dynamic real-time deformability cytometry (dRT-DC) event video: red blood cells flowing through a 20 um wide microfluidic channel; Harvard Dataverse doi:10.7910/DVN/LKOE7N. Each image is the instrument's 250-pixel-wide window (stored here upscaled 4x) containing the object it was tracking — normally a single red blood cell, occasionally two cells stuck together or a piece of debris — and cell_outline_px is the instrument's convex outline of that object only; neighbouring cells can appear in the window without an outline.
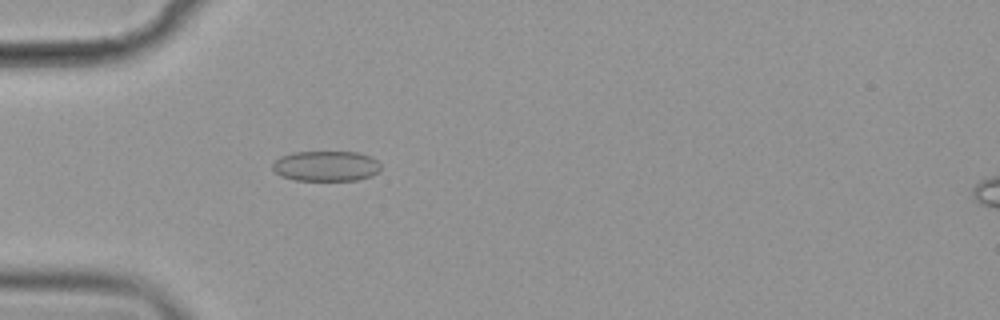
{"species": "common noctule bat (a hibernating species)", "species_latin": "Nyctalus noctula", "temperature_condition": "cold", "stored_images_in_passage": 57, "camera_frame_rate_fps": 3000, "um_per_image_px": 0.085, "animal": {"sex": "female", "body_mass_g": 19.9}, "frame": {"image": 1, "passage_image": 18, "time_ms": 5.667, "image_size_px": [1000, 320], "cell_outline_px": [[380, 172], [372, 176], [356, 180], [296, 180], [280, 176], [272, 168], [272, 164], [280, 156], [292, 152], [360, 152], [372, 156], [380, 164]], "centroid_in_image_um": [27.74, 14.11], "position_along_channel_um": 57.3, "area_um2": 19.31}}
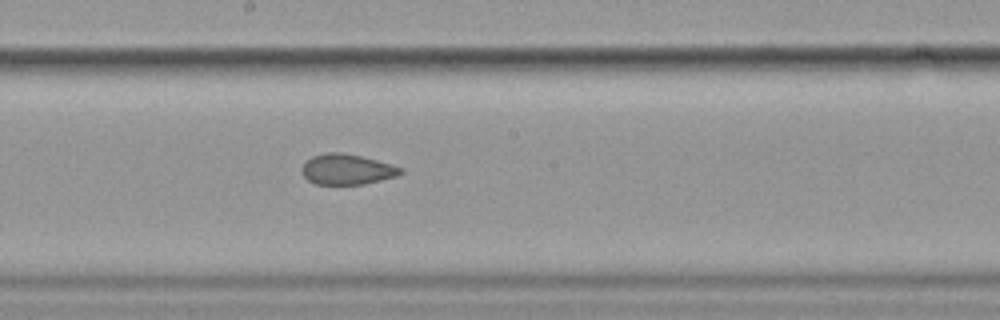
{"frame": {"image": 2, "passage_image": 32, "time_ms": 10.333, "image_size_px": [1000, 320], "cell_outline_px": [[404, 172], [396, 176], [364, 184], [316, 184], [308, 180], [300, 172], [300, 168], [312, 156], [324, 152], [340, 152], [360, 156], [392, 164], [400, 168]], "centroid_in_image_um": [29.45, 14.39], "position_along_channel_um": 218.7, "area_um2": 17.46}}
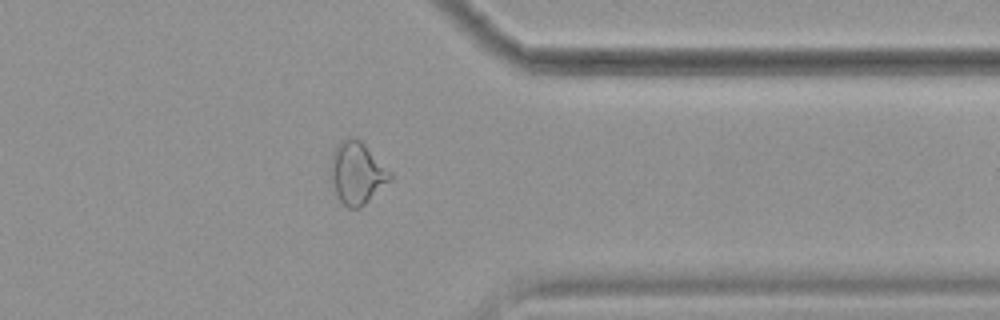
{"frame": {"image": 3, "passage_image": 46, "time_ms": 15.0, "image_size_px": [1000, 320], "cell_outline_px": [[392, 180], [360, 208], [348, 208], [336, 196], [328, 168], [332, 152], [336, 144], [340, 140], [352, 136], [360, 140], [392, 172]], "centroid_in_image_um": [30.32, 14.69], "position_along_channel_um": 381.1, "area_um2": 21.91}, "authors_computed_cell_mechanics": {"area_um2": 20.0566, "velocity_mm_per_s": 3.5959, "shape_relaxation_time_tau1_ms": null, "shape_relaxation_time_tau2_ms": 2.8156, "deformation_change_tau1": null, "deformation_change_tau2": 0.0886}}